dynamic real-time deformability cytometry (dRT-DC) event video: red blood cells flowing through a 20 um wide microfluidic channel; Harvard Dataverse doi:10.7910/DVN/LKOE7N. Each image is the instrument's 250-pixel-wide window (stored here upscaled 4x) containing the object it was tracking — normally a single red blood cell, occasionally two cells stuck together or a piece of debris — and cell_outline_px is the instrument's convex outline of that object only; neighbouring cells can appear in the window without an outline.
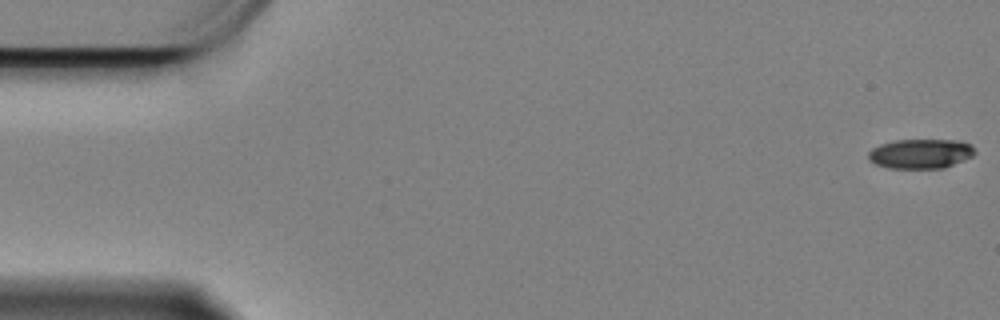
{"species": "Egyptian fruit bat (a non-hibernating species)", "species_latin": "Rousettus aegyptiacus", "temperature_condition": "cold", "stored_images_in_passage": 15, "camera_frame_rate_fps": 3000, "um_per_image_px": 0.085, "animal": {"sex": "female"}, "frame": {"image": 1, "passage_image": 1, "time_ms": 0.0, "image_size_px": [1000, 320], "cell_outline_px": [[976, 152], [972, 156], [944, 168], [888, 168], [876, 164], [868, 160], [868, 152], [872, 148], [880, 144], [896, 140], [960, 140], [972, 144]], "centroid_in_image_um": [78.25, 13.06], "position_along_channel_um": 6.8, "area_um2": 18.44}}
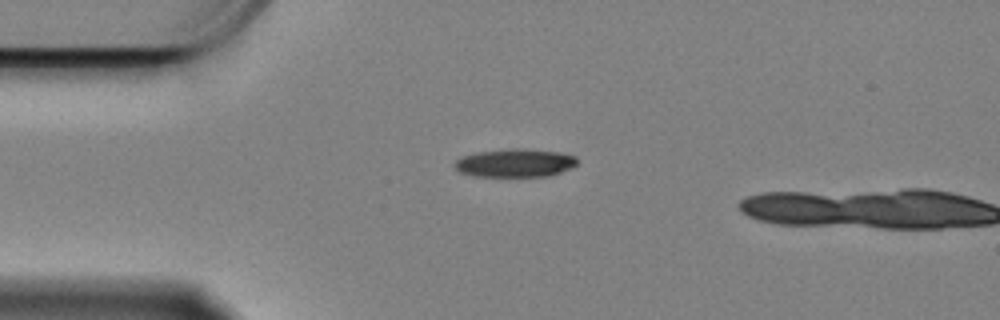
{"frame": {"image": 2, "passage_image": 14, "time_ms": 4.333, "image_size_px": [1000, 320], "cell_outline_px": [[576, 164], [572, 168], [552, 176], [472, 176], [460, 172], [452, 164], [460, 156], [476, 152], [512, 148], [520, 148], [560, 152], [576, 156]], "centroid_in_image_um": [43.77, 13.85], "position_along_channel_um": 41.2, "area_um2": 20.4}}